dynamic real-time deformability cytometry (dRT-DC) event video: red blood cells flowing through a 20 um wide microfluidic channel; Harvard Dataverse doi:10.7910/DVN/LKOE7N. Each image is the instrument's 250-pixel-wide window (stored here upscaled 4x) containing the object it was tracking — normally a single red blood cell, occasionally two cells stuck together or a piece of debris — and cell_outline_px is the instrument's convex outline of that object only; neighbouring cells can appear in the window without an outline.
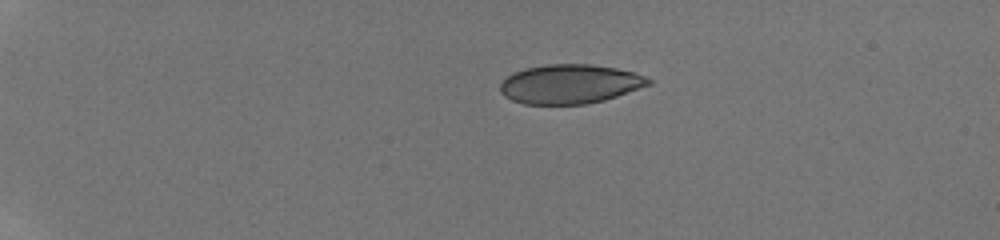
{"species": "human", "species_latin": "Homo sapiens", "temperature_condition": "room temperature", "stored_images_in_passage": 5, "camera_frame_rate_fps": 3000, "um_per_image_px": 0.085, "donor": {"sex": "male"}, "frame": {"image": 1, "passage_image": 1, "time_ms": 0.0, "image_size_px": [1000, 240], "cell_outline_px": [[652, 84], [604, 100], [584, 104], [524, 104], [512, 100], [504, 96], [500, 92], [500, 84], [512, 72], [524, 68], [548, 64], [592, 64], [616, 68], [636, 72], [652, 80]], "centroid_in_image_um": [48.44, 7.13], "position_along_channel_um": 36.6, "area_um2": 33.99}}
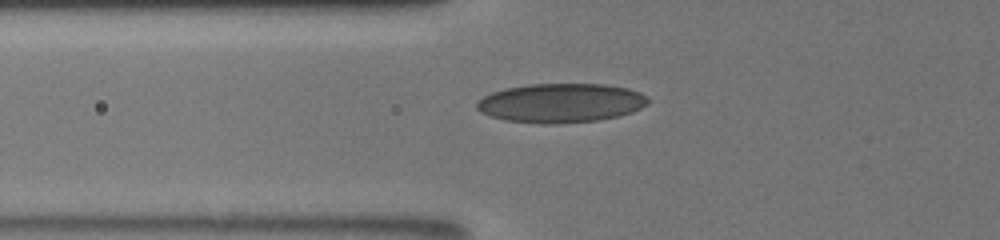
{"frame": {"image": 2, "passage_image": 4, "time_ms": 3.333, "image_size_px": [1000, 240], "cell_outline_px": [[652, 100], [648, 104], [632, 112], [620, 116], [600, 120], [552, 124], [540, 124], [504, 120], [480, 112], [476, 108], [476, 100], [492, 92], [508, 88], [528, 84], [604, 84], [628, 88], [640, 92]], "centroid_in_image_um": [47.69, 8.76], "position_along_channel_um": 78.1, "area_um2": 39.36}}
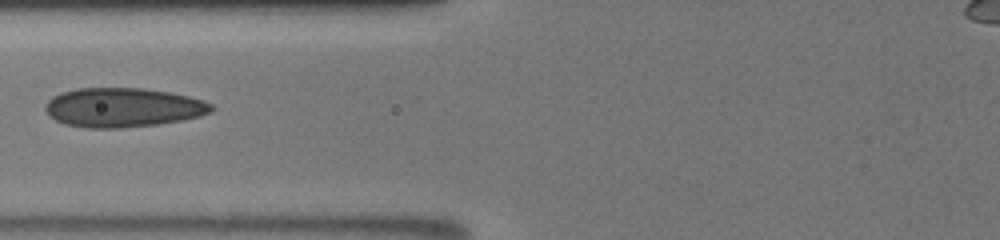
{"frame": {"image": 3, "passage_image": 5, "time_ms": 4.333, "image_size_px": [1000, 240], "cell_outline_px": [[216, 108], [212, 112], [200, 116], [184, 120], [156, 124], [120, 128], [88, 128], [64, 124], [56, 120], [44, 108], [48, 100], [52, 96], [60, 92], [76, 88], [144, 88], [168, 92], [188, 96], [204, 100], [212, 104]], "centroid_in_image_um": [10.48, 9.13], "position_along_channel_um": 115.3, "area_um2": 38.15}}